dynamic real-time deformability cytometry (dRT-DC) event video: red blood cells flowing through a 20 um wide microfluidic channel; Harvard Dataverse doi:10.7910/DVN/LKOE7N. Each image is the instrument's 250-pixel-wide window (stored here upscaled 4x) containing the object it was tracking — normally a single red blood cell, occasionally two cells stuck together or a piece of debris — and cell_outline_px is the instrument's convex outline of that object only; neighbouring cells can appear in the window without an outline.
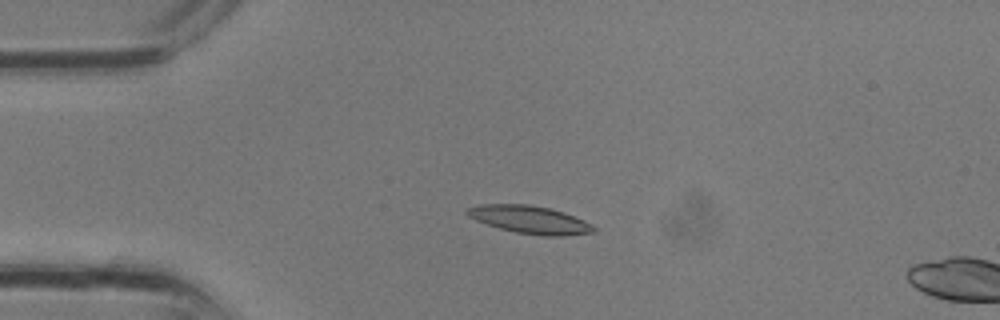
{"species": "common noctule bat (a hibernating species)", "species_latin": "Nyctalus noctula", "temperature_condition": "room temperature", "stored_images_in_passage": 3, "segment_of_instrument_passage": [1, 2], "camera_frame_rate_fps": 3000, "um_per_image_px": 0.085, "animal": {"sex": "male", "body_mass_g": 13.3}, "frame": {"image": 1, "passage_image": 2, "time_ms": 0.333, "image_size_px": [1000, 320], "cell_outline_px": [[596, 232], [564, 236], [544, 236], [516, 232], [500, 228], [476, 220], [468, 216], [464, 212], [464, 208], [480, 204], [528, 204], [548, 208], [564, 212], [584, 220], [592, 224], [596, 228]], "centroid_in_image_um": [45.03, 18.66], "position_along_channel_um": 40.0, "area_um2": 20.58}}